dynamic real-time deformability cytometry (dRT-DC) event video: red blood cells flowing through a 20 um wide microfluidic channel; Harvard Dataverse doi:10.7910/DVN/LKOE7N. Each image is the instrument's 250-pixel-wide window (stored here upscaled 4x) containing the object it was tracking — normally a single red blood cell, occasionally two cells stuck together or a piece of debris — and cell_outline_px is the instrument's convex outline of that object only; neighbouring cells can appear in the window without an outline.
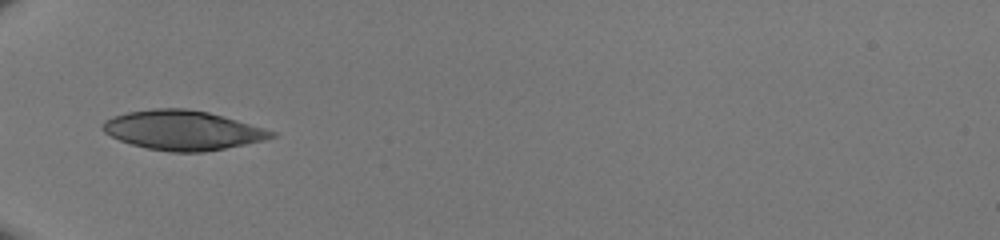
{"species": "human", "species_latin": "Homo sapiens", "temperature_condition": "room temperature", "stored_images_in_passage": 15, "camera_frame_rate_fps": 3000, "um_per_image_px": 0.085, "donor": {"sex": "male"}, "frame": {"image": 1, "passage_image": 1, "time_ms": 0.0, "image_size_px": [1000, 240], "cell_outline_px": [[276, 136], [264, 140], [204, 152], [172, 152], [148, 148], [132, 144], [120, 140], [104, 132], [100, 128], [100, 124], [104, 120], [112, 116], [128, 112], [152, 108], [184, 108], [208, 112], [264, 128], [276, 132]], "centroid_in_image_um": [15.48, 11.06], "position_along_channel_um": 69.5, "area_um2": 38.61}}
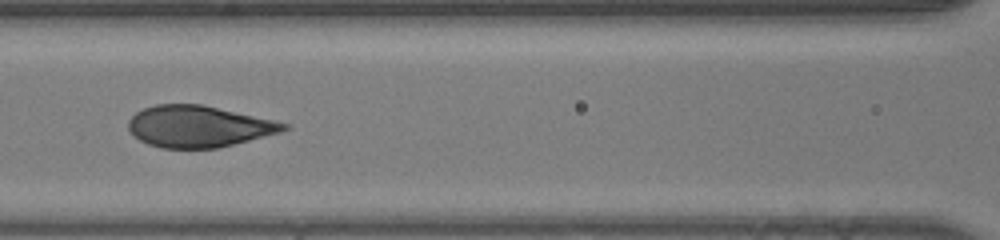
{"frame": {"image": 2, "passage_image": 7, "time_ms": 2.0, "image_size_px": [1000, 240], "cell_outline_px": [[292, 128], [280, 132], [220, 148], [160, 148], [148, 144], [140, 140], [128, 128], [128, 120], [136, 112], [144, 108], [156, 104], [204, 104], [276, 120], [292, 124]], "centroid_in_image_um": [16.94, 10.74], "position_along_channel_um": 149.7, "area_um2": 37.92}}
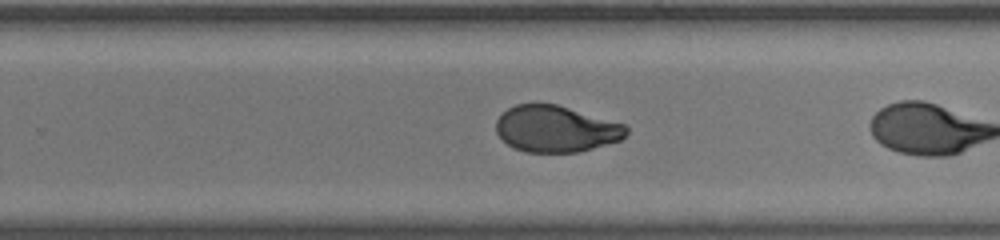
{"frame": {"image": 3, "passage_image": 14, "time_ms": 4.333, "image_size_px": [1000, 240], "cell_outline_px": [[628, 132], [620, 140], [580, 152], [524, 152], [508, 144], [496, 132], [496, 120], [508, 108], [516, 104], [556, 104], [624, 124], [628, 128]], "centroid_in_image_um": [47.25, 10.96], "position_along_channel_um": 282.6, "area_um2": 34.91}}